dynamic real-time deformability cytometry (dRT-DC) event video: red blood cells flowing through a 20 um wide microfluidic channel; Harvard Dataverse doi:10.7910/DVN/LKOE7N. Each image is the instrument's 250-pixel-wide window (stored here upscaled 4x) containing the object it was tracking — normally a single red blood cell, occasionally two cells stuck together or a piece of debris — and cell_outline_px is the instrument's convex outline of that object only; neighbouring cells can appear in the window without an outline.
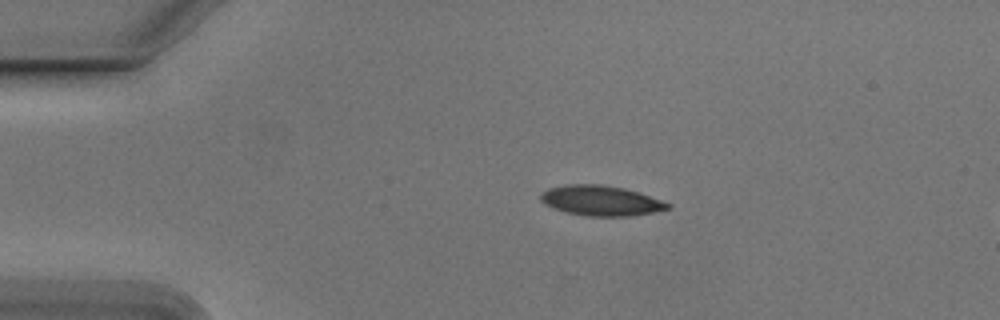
{"species": "Egyptian fruit bat (a non-hibernating species)", "species_latin": "Rousettus aegyptiacus", "temperature_condition": "cold", "stored_images_in_passage": 16, "camera_frame_rate_fps": 3000, "um_per_image_px": 0.085, "animal": {"sex": "male"}, "frame": {"image": 1, "passage_image": 10, "time_ms": 3.0, "image_size_px": [1000, 320], "cell_outline_px": [[672, 204], [668, 208], [652, 212], [628, 216], [588, 216], [568, 212], [544, 204], [540, 200], [540, 196], [548, 188], [568, 184], [600, 184], [624, 188]], "centroid_in_image_um": [51.05, 17.04], "position_along_channel_um": 34.0, "area_um2": 21.85}}